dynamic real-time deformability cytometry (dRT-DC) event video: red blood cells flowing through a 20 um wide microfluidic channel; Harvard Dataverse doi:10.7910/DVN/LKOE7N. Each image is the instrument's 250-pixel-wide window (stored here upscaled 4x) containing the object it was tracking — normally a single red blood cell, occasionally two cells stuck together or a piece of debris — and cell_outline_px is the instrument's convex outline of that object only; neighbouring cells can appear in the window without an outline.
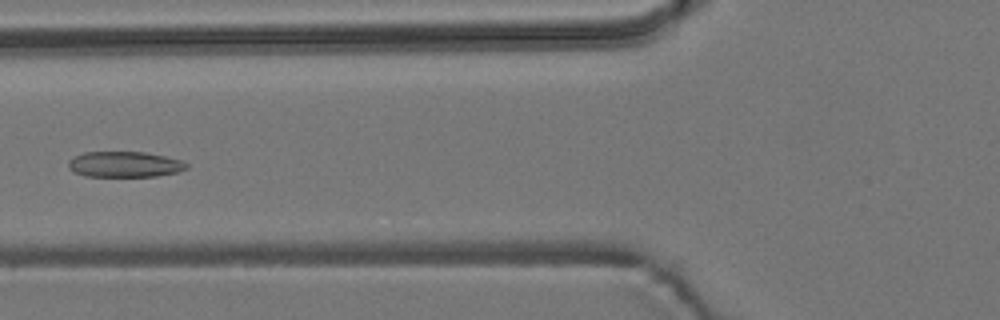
{"species": "common noctule bat (a hibernating species)", "species_latin": "Nyctalus noctula", "temperature_condition": "room temperature", "stored_images_in_passage": 5, "camera_frame_rate_fps": 3000, "um_per_image_px": 0.085, "animal": {"sex": "male", "body_mass_g": 19.2, "forearm_length_mm": 51.8}, "frame": {"image": 1, "passage_image": 5, "time_ms": 4.667, "image_size_px": [1000, 320], "cell_outline_px": [[188, 168], [176, 172], [156, 176], [84, 176], [68, 168], [68, 160], [84, 152], [144, 152], [164, 156], [180, 160], [188, 164]], "centroid_in_image_um": [10.58, 13.97], "position_along_channel_um": 115.2, "area_um2": 17.51}}